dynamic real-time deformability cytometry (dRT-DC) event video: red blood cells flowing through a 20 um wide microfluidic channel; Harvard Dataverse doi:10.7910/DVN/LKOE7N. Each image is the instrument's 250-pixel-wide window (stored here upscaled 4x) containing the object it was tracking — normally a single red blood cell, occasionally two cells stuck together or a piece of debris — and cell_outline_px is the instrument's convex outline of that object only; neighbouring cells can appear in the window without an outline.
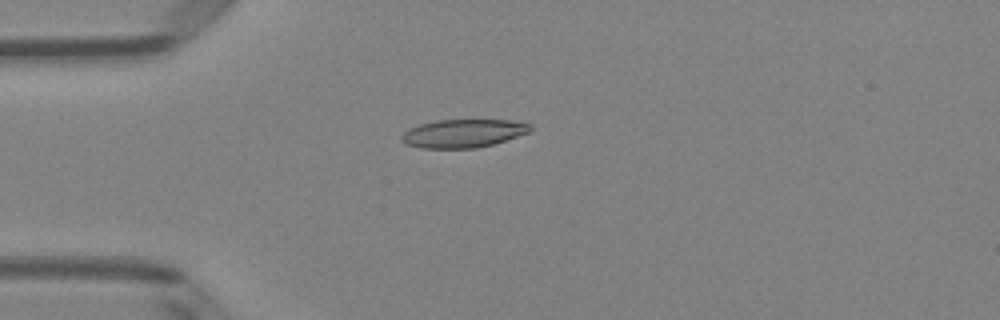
{"species": "Egyptian fruit bat (a non-hibernating species)", "species_latin": "Rousettus aegyptiacus", "temperature_condition": "room temperature", "stored_images_in_passage": 51, "camera_frame_rate_fps": 3000, "um_per_image_px": 0.085, "animal": {"sex": "female"}, "frame": {"image": 1, "passage_image": 14, "time_ms": 4.333, "image_size_px": [1000, 320], "cell_outline_px": [[532, 128], [528, 132], [492, 144], [476, 148], [420, 148], [408, 144], [400, 140], [400, 136], [408, 128], [420, 124], [436, 120], [508, 120], [532, 124]], "centroid_in_image_um": [39.32, 11.33], "position_along_channel_um": 45.7, "area_um2": 21.04}}
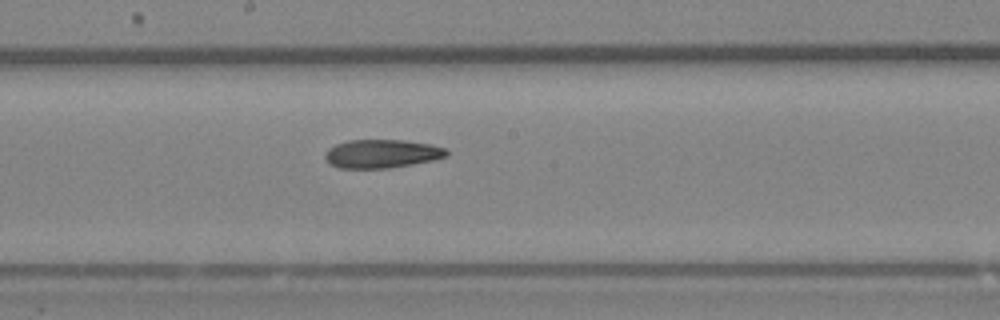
{"frame": {"image": 2, "passage_image": 28, "time_ms": 9.0, "image_size_px": [1000, 320], "cell_outline_px": [[448, 156], [432, 160], [412, 164], [388, 168], [340, 168], [328, 164], [324, 156], [324, 152], [328, 148], [336, 144], [348, 140], [404, 140], [432, 144], [444, 148], [448, 152]], "centroid_in_image_um": [32.42, 13.06], "position_along_channel_um": 215.8, "area_um2": 20.29}}
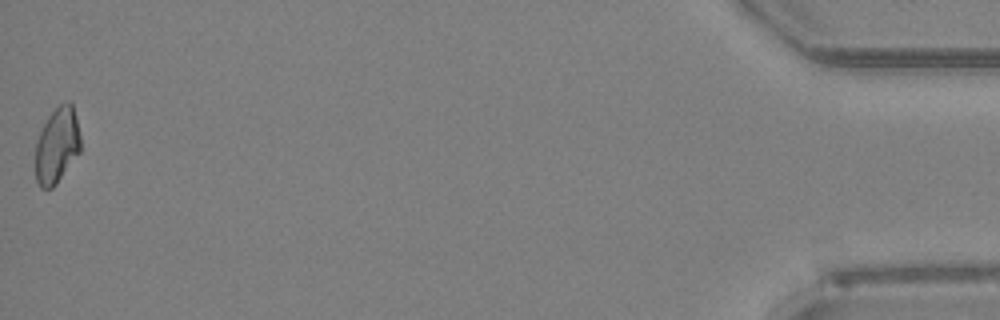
{"frame": {"image": 3, "passage_image": 51, "time_ms": 16.667, "image_size_px": [1000, 320], "cell_outline_px": [[80, 152], [56, 184], [52, 188], [40, 188], [36, 180], [36, 140], [48, 116], [60, 104], [68, 100], [72, 100], [76, 116], [80, 136]], "centroid_in_image_um": [4.86, 12.34], "position_along_channel_um": 430.3, "area_um2": 19.94}}